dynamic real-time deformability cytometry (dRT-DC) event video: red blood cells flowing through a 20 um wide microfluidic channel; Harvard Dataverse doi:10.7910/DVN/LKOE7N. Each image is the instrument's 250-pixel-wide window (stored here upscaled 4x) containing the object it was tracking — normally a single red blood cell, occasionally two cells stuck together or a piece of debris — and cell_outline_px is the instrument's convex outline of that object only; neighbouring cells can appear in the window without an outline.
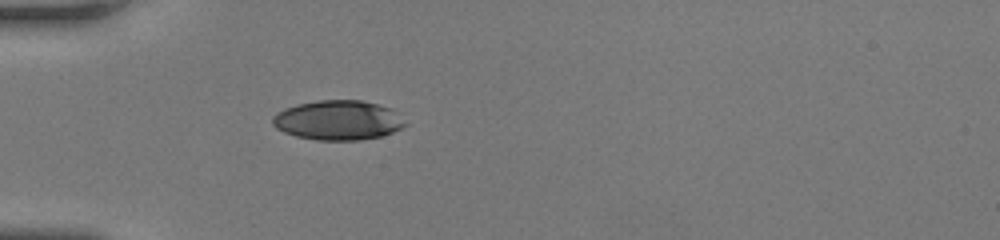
{"species": "human", "species_latin": "Homo sapiens", "temperature_condition": "room temperature", "stored_images_in_passage": 17, "camera_frame_rate_fps": 3000, "um_per_image_px": 0.085, "donor": {"sex": "female"}, "frame": {"image": 1, "passage_image": 1, "time_ms": 0.0, "image_size_px": [1000, 240], "cell_outline_px": [[408, 124], [392, 132], [380, 136], [360, 140], [316, 140], [296, 136], [284, 132], [276, 128], [272, 124], [272, 116], [276, 112], [284, 108], [296, 104], [320, 100], [360, 100], [392, 108]], "centroid_in_image_um": [28.7, 10.21], "position_along_channel_um": 56.3, "area_um2": 30.69}}
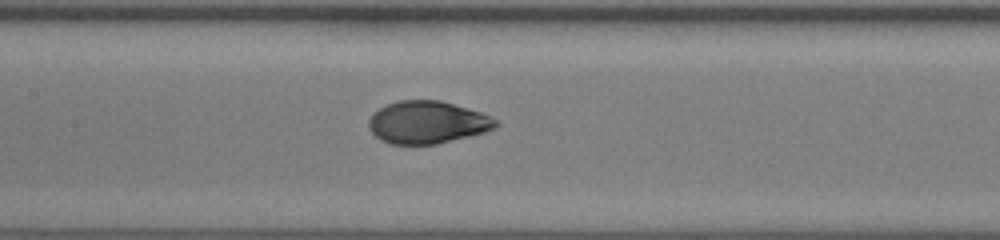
{"frame": {"image": 2, "passage_image": 10, "time_ms": 3.0, "image_size_px": [1000, 240], "cell_outline_px": [[500, 124], [484, 132], [436, 144], [392, 144], [380, 140], [368, 128], [368, 120], [384, 104], [396, 100], [440, 100], [468, 108], [480, 112], [496, 120]], "centroid_in_image_um": [36.28, 10.39], "position_along_channel_um": 171.1, "area_um2": 31.27}}
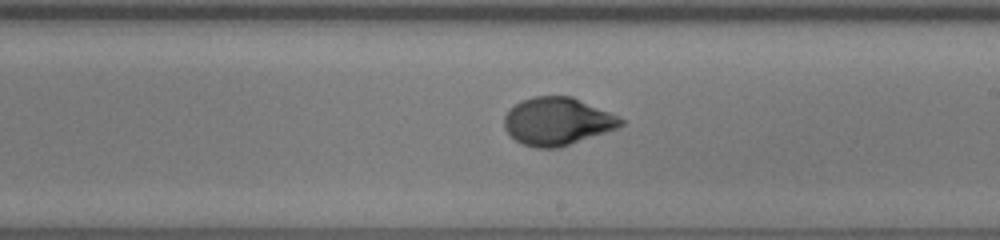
{"frame": {"image": 3, "passage_image": 15, "time_ms": 4.667, "image_size_px": [1000, 240], "cell_outline_px": [[624, 124], [616, 128], [560, 148], [536, 148], [524, 144], [516, 140], [504, 128], [504, 116], [508, 108], [520, 100], [532, 96], [572, 96], [608, 112], [624, 120]], "centroid_in_image_um": [47.32, 10.3], "position_along_channel_um": 241.7, "area_um2": 32.31}}